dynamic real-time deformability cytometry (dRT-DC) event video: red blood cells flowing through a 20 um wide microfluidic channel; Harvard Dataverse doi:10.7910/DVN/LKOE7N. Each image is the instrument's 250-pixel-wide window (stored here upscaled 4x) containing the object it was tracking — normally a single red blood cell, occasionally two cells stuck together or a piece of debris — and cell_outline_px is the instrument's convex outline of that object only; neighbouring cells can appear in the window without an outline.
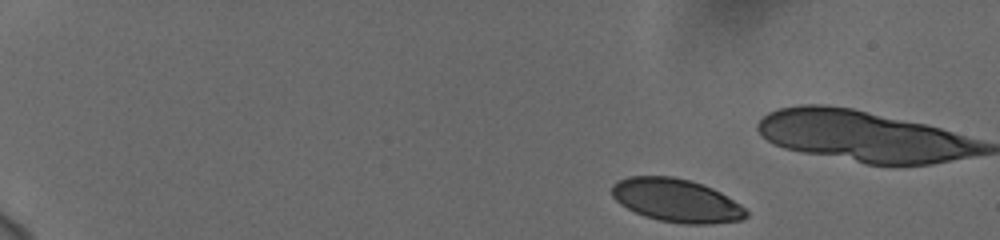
{"species": "human", "species_latin": "Homo sapiens", "temperature_condition": "cold", "stored_images_in_passage": 45, "camera_frame_rate_fps": 3000, "um_per_image_px": 0.085, "donor": {"sex": "female"}, "frame": {"image": 1, "passage_image": 1, "time_ms": 0.0, "image_size_px": [1000, 240], "cell_outline_px": [[748, 216], [740, 220], [712, 224], [684, 224], [660, 220], [644, 216], [620, 204], [612, 196], [612, 184], [616, 180], [628, 176], [672, 176], [688, 180], [712, 188], [720, 192], [740, 204], [748, 212]], "centroid_in_image_um": [57.48, 17.03], "position_along_channel_um": 27.5, "area_um2": 33.76}}
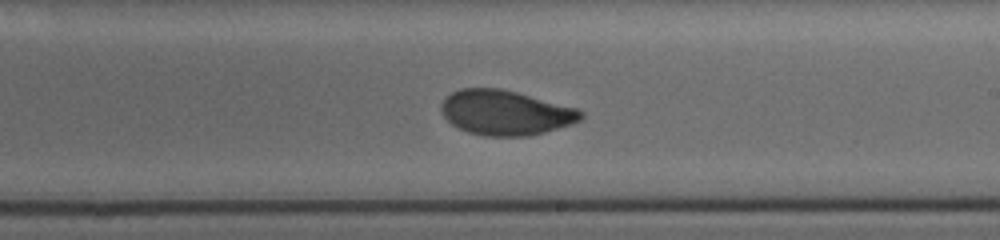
{"frame": {"image": 2, "passage_image": 29, "time_ms": 9.333, "image_size_px": [1000, 240], "cell_outline_px": [[584, 116], [580, 120], [544, 132], [528, 136], [484, 136], [468, 132], [452, 124], [444, 116], [440, 108], [440, 104], [444, 96], [460, 88], [500, 88], [516, 92], [576, 108], [584, 112]], "centroid_in_image_um": [42.91, 9.57], "position_along_channel_um": 246.1, "area_um2": 36.3}}
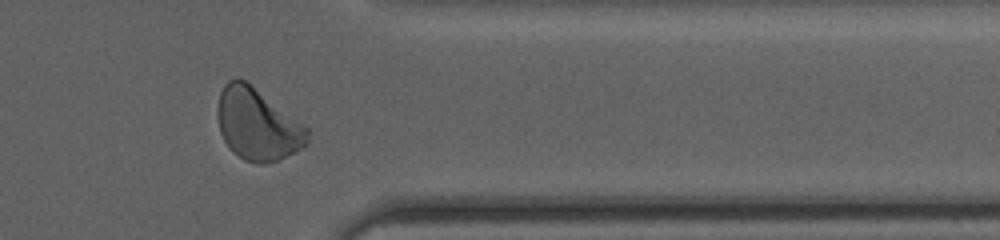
{"frame": {"image": 3, "passage_image": 41, "time_ms": 13.333, "image_size_px": [1000, 240], "cell_outline_px": [[308, 144], [276, 160], [264, 164], [256, 164], [244, 160], [232, 152], [224, 140], [220, 132], [216, 112], [220, 92], [224, 84], [228, 80], [244, 80], [304, 124], [308, 128]], "centroid_in_image_um": [21.85, 10.59], "position_along_channel_um": 389.5, "area_um2": 37.17}}